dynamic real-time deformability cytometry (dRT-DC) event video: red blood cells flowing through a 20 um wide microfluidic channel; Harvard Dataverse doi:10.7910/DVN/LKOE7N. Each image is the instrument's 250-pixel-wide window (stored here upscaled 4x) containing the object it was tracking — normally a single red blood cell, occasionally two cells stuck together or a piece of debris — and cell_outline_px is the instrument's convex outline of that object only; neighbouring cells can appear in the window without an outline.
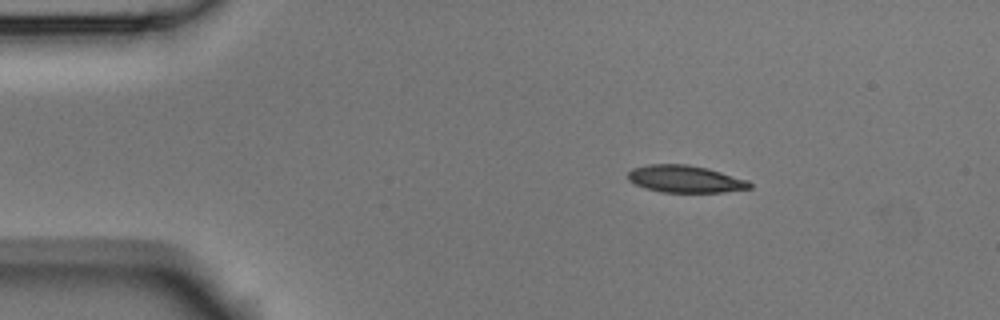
{"species": "Egyptian fruit bat (a non-hibernating species)", "species_latin": "Rousettus aegyptiacus", "temperature_condition": "room temperature", "stored_images_in_passage": 4, "camera_frame_rate_fps": 3000, "um_per_image_px": 0.085, "animal": {"sex": "male"}, "frame": {"image": 1, "passage_image": 2, "time_ms": 0.333, "image_size_px": [1000, 320], "cell_outline_px": [[752, 188], [724, 192], [660, 192], [644, 188], [628, 180], [628, 172], [632, 168], [648, 164], [688, 164], [708, 168], [748, 180], [752, 184]], "centroid_in_image_um": [58.24, 15.21], "position_along_channel_um": 26.8, "area_um2": 19.42}}
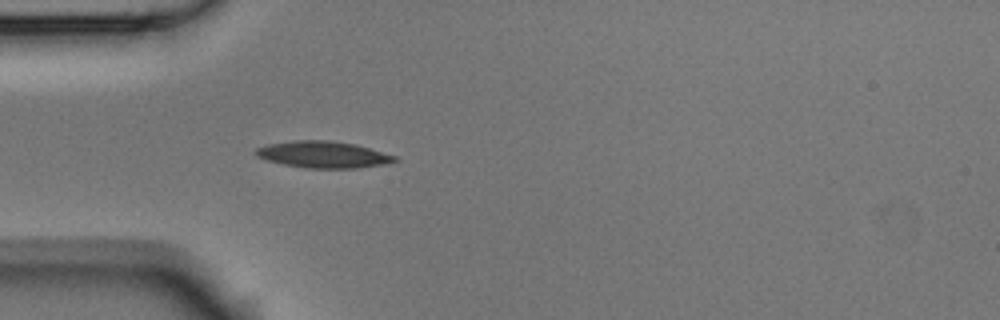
{"frame": {"image": 2, "passage_image": 4, "time_ms": 1.0, "image_size_px": [1000, 320], "cell_outline_px": [[400, 160], [384, 164], [356, 168], [308, 168], [284, 164], [268, 160], [256, 156], [252, 152], [256, 148], [268, 144], [296, 140], [328, 140], [356, 144], [396, 156]], "centroid_in_image_um": [27.47, 13.13], "position_along_channel_um": 57.5, "area_um2": 21.5}}